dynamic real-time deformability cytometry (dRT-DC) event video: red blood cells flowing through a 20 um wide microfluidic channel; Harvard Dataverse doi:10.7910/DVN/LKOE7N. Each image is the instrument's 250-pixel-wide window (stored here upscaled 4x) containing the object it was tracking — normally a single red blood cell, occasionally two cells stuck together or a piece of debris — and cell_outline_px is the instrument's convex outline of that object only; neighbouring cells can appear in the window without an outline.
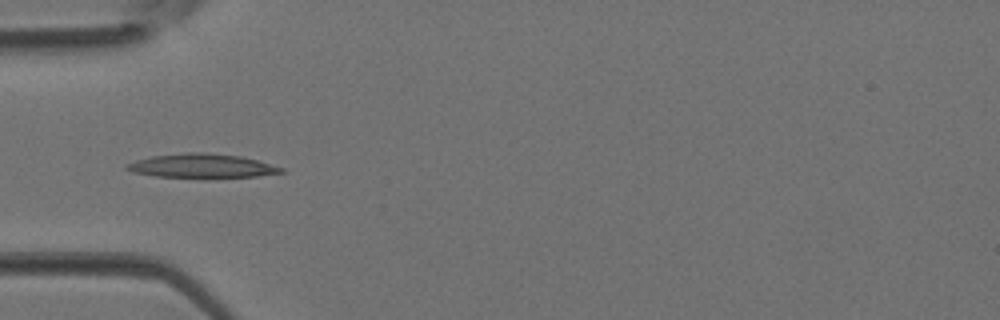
{"species": "Egyptian fruit bat (a non-hibernating species)", "species_latin": "Rousettus aegyptiacus", "temperature_condition": "room temperature", "stored_images_in_passage": 4, "camera_frame_rate_fps": 3000, "um_per_image_px": 0.085, "animal": {"sex": "female"}, "frame": {"image": 1, "passage_image": 4, "time_ms": 1.0, "image_size_px": [1000, 320], "cell_outline_px": [[288, 172], [256, 176], [204, 180], [156, 176], [132, 172], [124, 168], [124, 164], [136, 160], [152, 156], [184, 152], [204, 152], [240, 156], [256, 160], [284, 168]], "centroid_in_image_um": [17.15, 14.14], "position_along_channel_um": 67.9, "area_um2": 22.54}}